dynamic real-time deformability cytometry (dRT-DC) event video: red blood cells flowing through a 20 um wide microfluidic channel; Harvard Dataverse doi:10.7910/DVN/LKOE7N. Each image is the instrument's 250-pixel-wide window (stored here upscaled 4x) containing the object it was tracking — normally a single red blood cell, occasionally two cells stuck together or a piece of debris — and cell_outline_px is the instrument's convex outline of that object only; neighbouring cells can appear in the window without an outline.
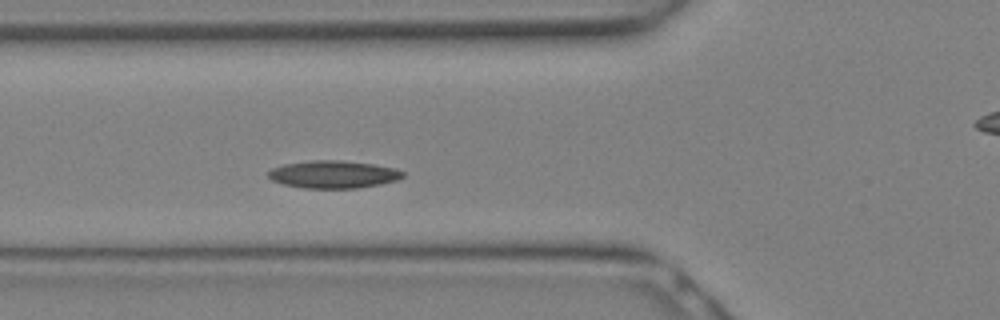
{"species": "Egyptian fruit bat (a non-hibernating species)", "species_latin": "Rousettus aegyptiacus", "temperature_condition": "warm", "stored_images_in_passage": 6, "camera_frame_rate_fps": 3000, "um_per_image_px": 0.085, "animal": {"sex": "female"}, "frame": {"image": 1, "passage_image": 6, "time_ms": 1.667, "image_size_px": [1000, 320], "cell_outline_px": [[404, 176], [396, 180], [380, 184], [356, 188], [304, 188], [284, 184], [272, 180], [268, 176], [268, 172], [272, 168], [284, 164], [312, 160], [340, 160], [372, 164], [396, 168], [404, 172]], "centroid_in_image_um": [28.34, 14.82], "position_along_channel_um": 97.5, "area_um2": 21.5}}